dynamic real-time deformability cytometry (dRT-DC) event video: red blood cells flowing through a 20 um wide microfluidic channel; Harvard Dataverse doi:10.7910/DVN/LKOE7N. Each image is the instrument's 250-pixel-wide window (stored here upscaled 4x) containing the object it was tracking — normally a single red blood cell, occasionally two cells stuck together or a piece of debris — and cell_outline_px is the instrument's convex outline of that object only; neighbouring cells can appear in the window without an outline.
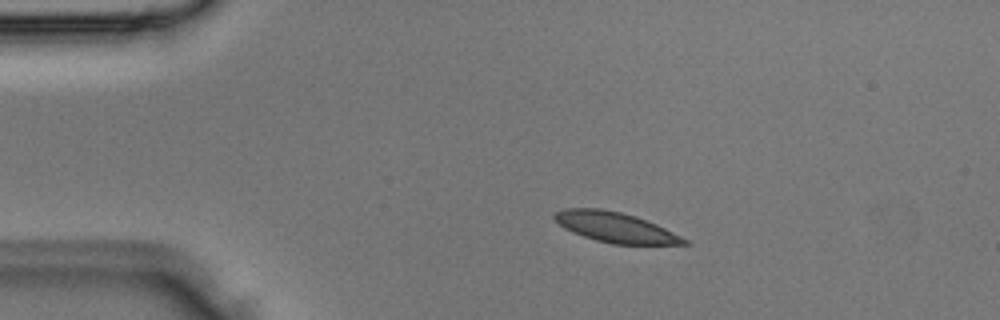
{"species": "Egyptian fruit bat (a non-hibernating species)", "species_latin": "Rousettus aegyptiacus", "temperature_condition": "room temperature", "stored_images_in_passage": 3, "camera_frame_rate_fps": 3000, "um_per_image_px": 0.085, "animal": {"sex": "male"}, "frame": {"image": 1, "passage_image": 2, "time_ms": 0.333, "image_size_px": [1000, 320], "cell_outline_px": [[692, 244], [612, 244], [596, 240], [572, 232], [564, 228], [552, 216], [556, 212], [564, 208], [600, 208], [620, 212], [656, 224], [688, 240]], "centroid_in_image_um": [52.28, 19.32], "position_along_channel_um": 32.7, "area_um2": 22.37}}